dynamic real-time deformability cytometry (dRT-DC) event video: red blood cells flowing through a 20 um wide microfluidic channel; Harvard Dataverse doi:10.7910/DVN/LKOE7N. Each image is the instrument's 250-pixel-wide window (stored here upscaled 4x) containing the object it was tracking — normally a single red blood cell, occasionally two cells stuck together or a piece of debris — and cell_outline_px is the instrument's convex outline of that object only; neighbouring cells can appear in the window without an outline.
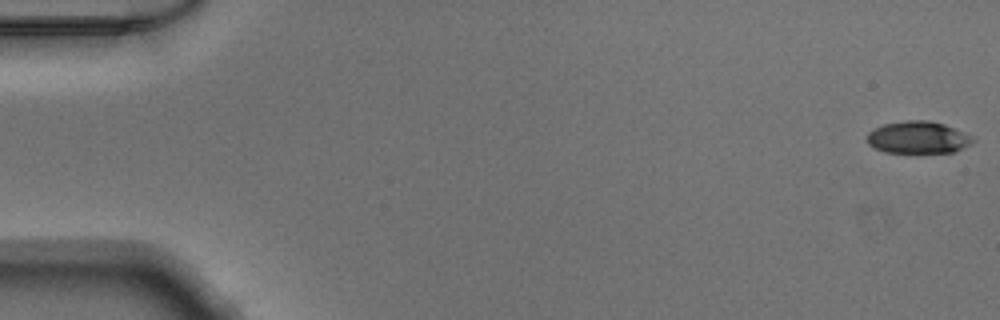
{"species": "Egyptian fruit bat (a non-hibernating species)", "species_latin": "Rousettus aegyptiacus", "temperature_condition": "warm", "stored_images_in_passage": 51, "camera_frame_rate_fps": 3000, "um_per_image_px": 0.085, "animal": {"sex": "male"}, "frame": {"image": 1, "passage_image": 1, "time_ms": 0.0, "image_size_px": [1000, 320], "cell_outline_px": [[976, 140], [972, 144], [952, 152], [884, 152], [868, 144], [868, 132], [884, 124], [908, 120], [928, 120], [944, 124]], "centroid_in_image_um": [78.01, 11.68], "position_along_channel_um": 7.0, "area_um2": 19.36}}
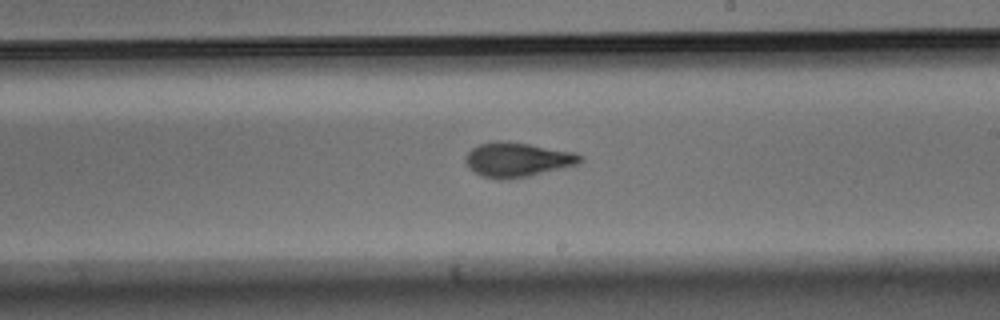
{"frame": {"image": 2, "passage_image": 30, "time_ms": 9.667, "image_size_px": [1000, 320], "cell_outline_px": [[584, 160], [580, 164], [528, 176], [508, 180], [496, 180], [480, 176], [468, 168], [464, 160], [464, 156], [472, 148], [480, 144], [496, 140], [508, 140], [576, 152], [584, 156]], "centroid_in_image_um": [43.97, 13.57], "position_along_channel_um": 245.0, "area_um2": 23.7}}
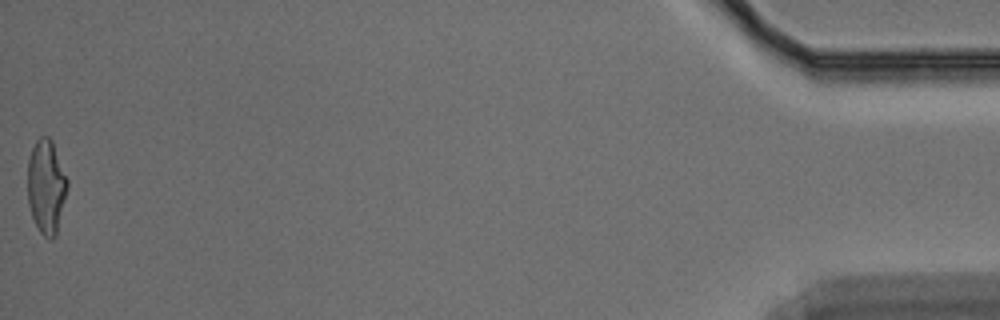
{"frame": {"image": 3, "passage_image": 51, "time_ms": 16.667, "image_size_px": [1000, 320], "cell_outline_px": [[68, 188], [56, 236], [52, 240], [44, 236], [40, 232], [32, 216], [28, 204], [28, 160], [32, 148], [36, 140], [40, 136], [48, 136], [52, 140], [68, 180]], "centroid_in_image_um": [3.94, 15.86], "position_along_channel_um": 431.3, "area_um2": 21.85}}